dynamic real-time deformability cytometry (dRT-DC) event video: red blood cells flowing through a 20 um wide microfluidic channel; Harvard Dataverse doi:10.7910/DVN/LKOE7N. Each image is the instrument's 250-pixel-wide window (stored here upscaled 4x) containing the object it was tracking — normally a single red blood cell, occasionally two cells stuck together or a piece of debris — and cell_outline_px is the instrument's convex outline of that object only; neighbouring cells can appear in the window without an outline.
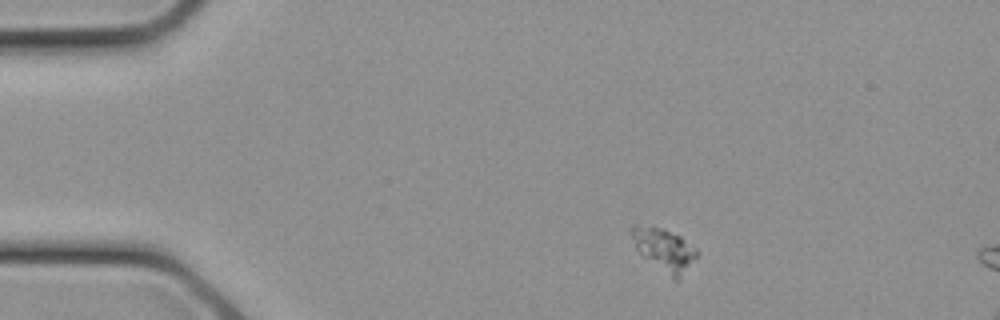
{"species": "common noctule bat (a hibernating species)", "species_latin": "Nyctalus noctula", "temperature_condition": "cold", "stored_images_in_passage": 15, "camera_frame_rate_fps": 3000, "um_per_image_px": 0.085, "animal": {"sex": "female", "body_mass_g": 21.9}, "frame": {"image": 1, "passage_image": 1, "time_ms": 0.0, "image_size_px": [1000, 320], "cell_outline_px": [[696, 256], [676, 280], [672, 280], [644, 256], [636, 248], [632, 236], [632, 228], [636, 224], [660, 228], [680, 236], [696, 248]], "centroid_in_image_um": [56.44, 21.21], "position_along_channel_um": 28.6, "area_um2": 15.37}}
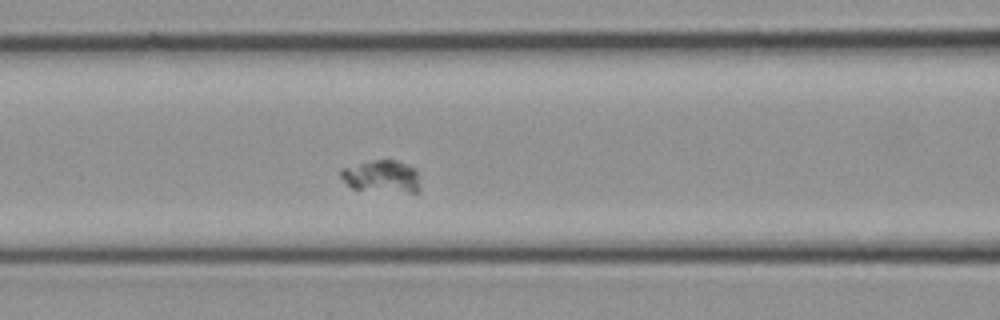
{"frame": {"image": 2, "passage_image": 8, "time_ms": 2.333, "image_size_px": [1000, 320], "cell_outline_px": [[420, 192], [408, 192], [352, 188], [340, 176], [340, 168], [376, 160], [396, 160], [416, 168], [420, 188]], "centroid_in_image_um": [32.48, 14.98], "position_along_channel_um": 134.1, "area_um2": 14.68}}
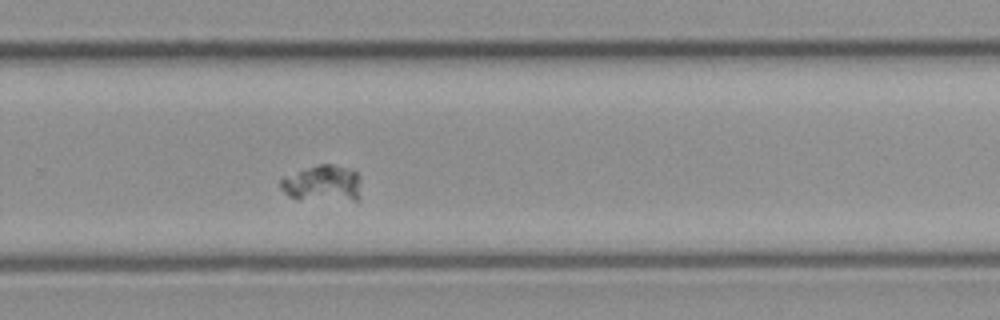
{"frame": {"image": 3, "passage_image": 15, "time_ms": 4.667, "image_size_px": [1000, 320], "cell_outline_px": [[360, 196], [356, 200], [296, 200], [288, 196], [280, 188], [280, 180], [284, 176], [320, 164], [332, 164], [352, 168], [360, 176]], "centroid_in_image_um": [27.43, 15.61], "position_along_channel_um": 302.4, "area_um2": 17.46}}